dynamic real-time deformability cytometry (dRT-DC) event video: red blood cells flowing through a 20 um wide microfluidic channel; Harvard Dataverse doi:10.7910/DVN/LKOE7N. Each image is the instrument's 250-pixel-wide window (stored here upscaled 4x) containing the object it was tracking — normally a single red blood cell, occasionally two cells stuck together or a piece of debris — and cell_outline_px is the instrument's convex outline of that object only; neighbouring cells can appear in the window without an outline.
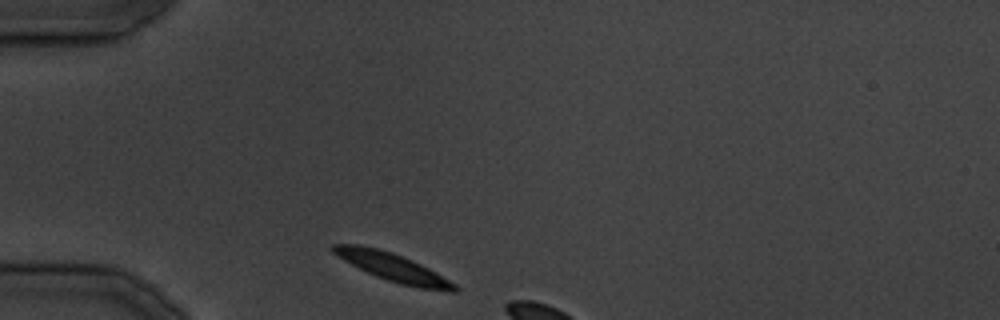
{"species": "common noctule bat (a hibernating species)", "species_latin": "Nyctalus noctula", "temperature_condition": "cold", "stored_images_in_passage": 6, "camera_frame_rate_fps": 3000, "um_per_image_px": 0.085, "animal": {"sex": "male", "body_mass_g": 19.5, "forearm_length_mm": 54.6}, "frame": {"image": 1, "passage_image": 1, "time_ms": 0.0, "image_size_px": [1000, 320], "cell_outline_px": [[460, 292], [448, 292], [420, 288], [400, 284], [376, 276], [344, 260], [332, 252], [328, 248], [332, 244], [360, 244], [380, 248], [392, 252], [412, 260], [428, 268], [456, 284], [460, 288]], "centroid_in_image_um": [33.41, 22.71], "position_along_channel_um": 51.6, "area_um2": 19.94}}